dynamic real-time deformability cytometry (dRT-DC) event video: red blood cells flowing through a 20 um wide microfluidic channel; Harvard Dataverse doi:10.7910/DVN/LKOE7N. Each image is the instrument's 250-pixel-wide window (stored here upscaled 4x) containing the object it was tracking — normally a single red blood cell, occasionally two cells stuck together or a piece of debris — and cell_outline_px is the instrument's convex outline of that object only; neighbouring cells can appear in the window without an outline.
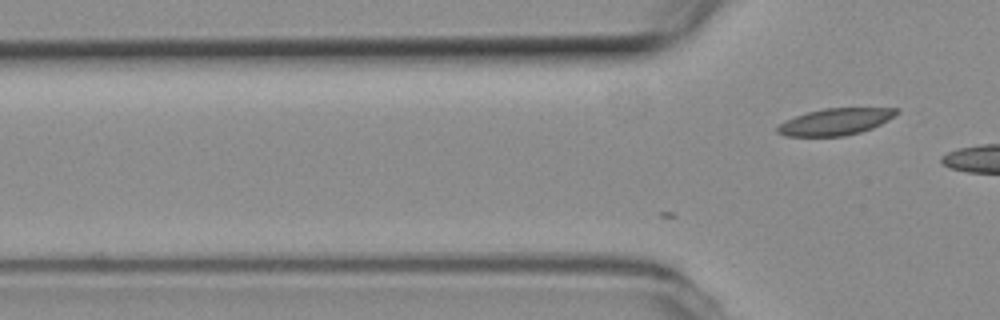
{"species": "common noctule bat (a hibernating species)", "species_latin": "Nyctalus noctula", "temperature_condition": "room temperature", "stored_images_in_passage": 2, "camera_frame_rate_fps": 3000, "um_per_image_px": 0.085, "animal": {"sex": "female", "body_mass_g": 19.3, "forearm_length_mm": 54.1}, "frame": {"image": 1, "passage_image": 2, "time_ms": 0.333, "image_size_px": [1000, 320], "cell_outline_px": [[900, 112], [888, 120], [872, 128], [860, 132], [844, 136], [784, 136], [776, 132], [776, 128], [784, 120], [808, 112], [824, 108], [900, 108]], "centroid_in_image_um": [71.01, 10.34], "position_along_channel_um": 54.8, "area_um2": 18.55}}